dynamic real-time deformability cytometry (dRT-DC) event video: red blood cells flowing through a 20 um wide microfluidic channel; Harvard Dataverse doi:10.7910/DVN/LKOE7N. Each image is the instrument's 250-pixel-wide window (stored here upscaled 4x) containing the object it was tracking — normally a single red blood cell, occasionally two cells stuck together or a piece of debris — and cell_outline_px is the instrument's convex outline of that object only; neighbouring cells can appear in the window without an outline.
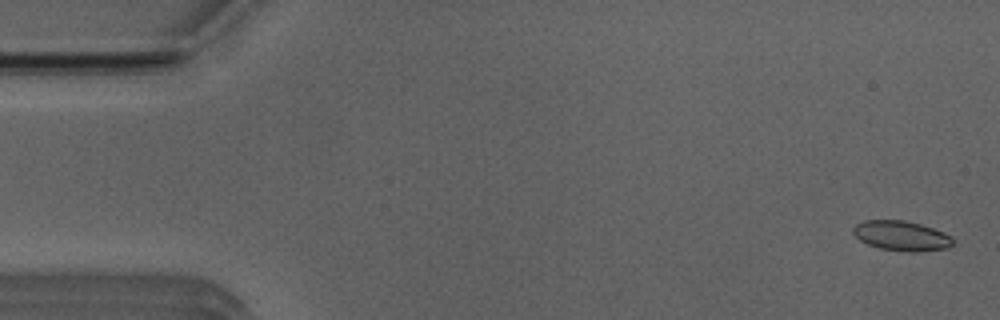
{"species": "Egyptian fruit bat (a non-hibernating species)", "species_latin": "Rousettus aegyptiacus", "temperature_condition": "room temperature", "stored_images_in_passage": 53, "camera_frame_rate_fps": 3000, "um_per_image_px": 0.085, "animal": {"sex": "male"}, "frame": {"image": 1, "passage_image": 2, "time_ms": 0.333, "image_size_px": [1000, 320], "cell_outline_px": [[956, 240], [948, 248], [916, 252], [908, 252], [880, 248], [868, 244], [860, 240], [852, 232], [852, 228], [856, 224], [864, 220], [904, 220], [920, 224], [944, 232], [952, 236]], "centroid_in_image_um": [76.65, 20.04], "position_along_channel_um": 8.4, "area_um2": 17.46}}
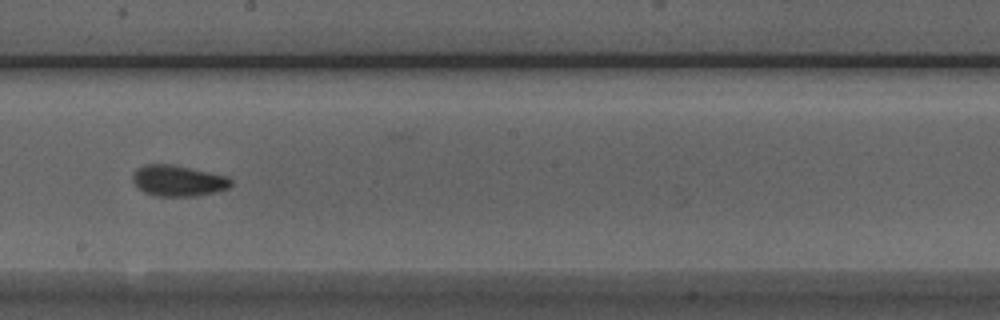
{"frame": {"image": 2, "passage_image": 29, "time_ms": 9.333, "image_size_px": [1000, 320], "cell_outline_px": [[232, 184], [228, 188], [216, 192], [196, 196], [156, 196], [144, 192], [132, 180], [132, 176], [136, 168], [144, 164], [172, 164], [228, 176], [232, 180]], "centroid_in_image_um": [15.15, 15.35], "position_along_channel_um": 233.1, "area_um2": 17.8}}
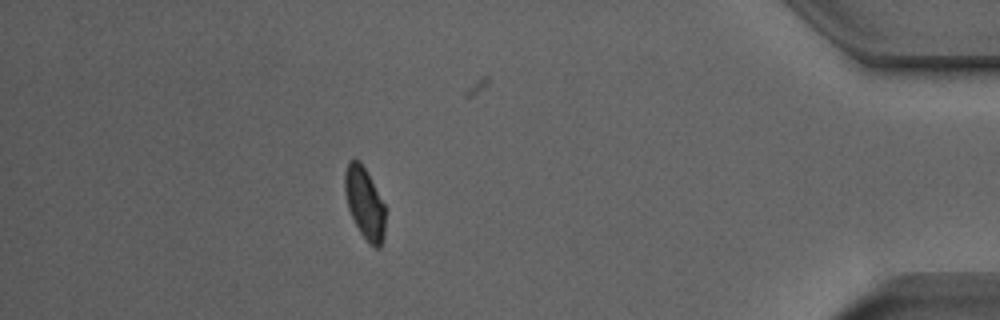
{"frame": {"image": 3, "passage_image": 46, "time_ms": 15.0, "image_size_px": [1000, 320], "cell_outline_px": [[384, 240], [380, 248], [376, 248], [368, 244], [360, 232], [348, 208], [344, 192], [344, 172], [348, 160], [360, 160], [384, 204]], "centroid_in_image_um": [30.97, 17.28], "position_along_channel_um": 404.2, "area_um2": 16.82}, "authors_computed_cell_mechanics": {"area_um2": 17.4556, "velocity_mm_per_s": 3.9435, "shape_relaxation_time_tau1_ms": 5.7597, "shape_relaxation_time_tau2_ms": 1.428, "deformation_change_tau1": 0.1416, "deformation_change_tau2": 0.0689}}